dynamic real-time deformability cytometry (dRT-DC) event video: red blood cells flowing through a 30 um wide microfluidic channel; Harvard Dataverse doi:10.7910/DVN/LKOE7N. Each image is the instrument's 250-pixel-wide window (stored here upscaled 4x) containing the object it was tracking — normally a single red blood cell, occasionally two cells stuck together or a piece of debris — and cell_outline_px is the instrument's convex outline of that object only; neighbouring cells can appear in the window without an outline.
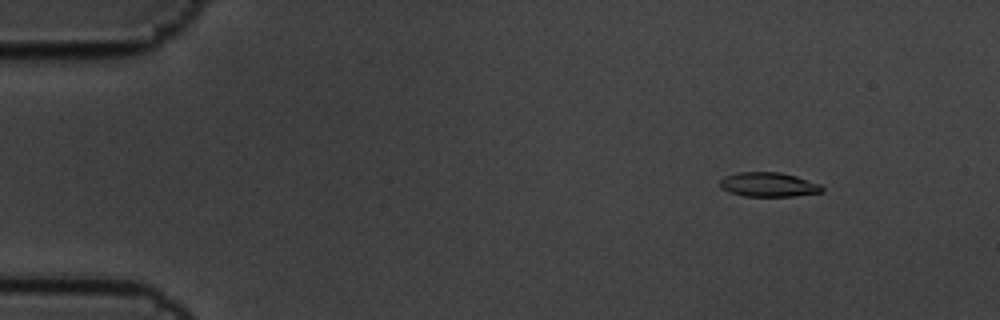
{"species": "common noctule bat (a hibernating species)", "species_latin": "Nyctalus noctula", "temperature_condition": "cold", "stored_images_in_passage": 6, "segment_of_instrument_passage": [1, 2], "camera_frame_rate_fps": 3000, "um_per_image_px": 0.085, "animal": {"sex": "male", "body_mass_g": 19.5, "forearm_length_mm": 54.6}, "frame": {"image": 1, "passage_image": 2, "time_ms": 0.333, "image_size_px": [1000, 320], "cell_outline_px": [[824, 192], [792, 196], [744, 196], [728, 192], [720, 188], [720, 180], [724, 176], [736, 172], [780, 172], [796, 176], [820, 184], [824, 188]], "centroid_in_image_um": [65.3, 15.69], "position_along_channel_um": 19.7, "area_um2": 14.62}}